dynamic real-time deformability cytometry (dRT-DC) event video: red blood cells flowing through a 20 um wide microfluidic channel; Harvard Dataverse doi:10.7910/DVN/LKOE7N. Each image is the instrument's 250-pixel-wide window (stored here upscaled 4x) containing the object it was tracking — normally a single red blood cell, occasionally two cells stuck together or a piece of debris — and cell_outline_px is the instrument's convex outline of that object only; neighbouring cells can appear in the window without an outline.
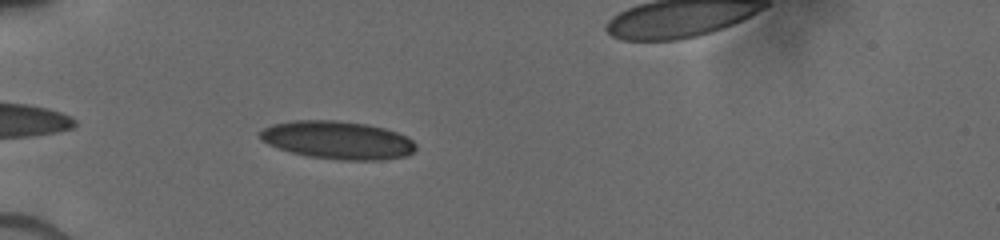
{"species": "human", "species_latin": "Homo sapiens", "temperature_condition": "cold", "stored_images_in_passage": 14, "camera_frame_rate_fps": 3000, "um_per_image_px": 0.085, "donor": {"sex": "male"}, "frame": {"image": 1, "passage_image": 8, "time_ms": 5.0, "image_size_px": [1000, 240], "cell_outline_px": [[416, 148], [408, 156], [380, 160], [340, 160], [308, 156], [292, 152], [268, 144], [260, 140], [256, 132], [272, 124], [292, 120], [336, 120], [368, 124], [384, 128], [408, 136], [416, 144]], "centroid_in_image_um": [28.69, 11.9], "position_along_channel_um": 56.3, "area_um2": 34.8}}
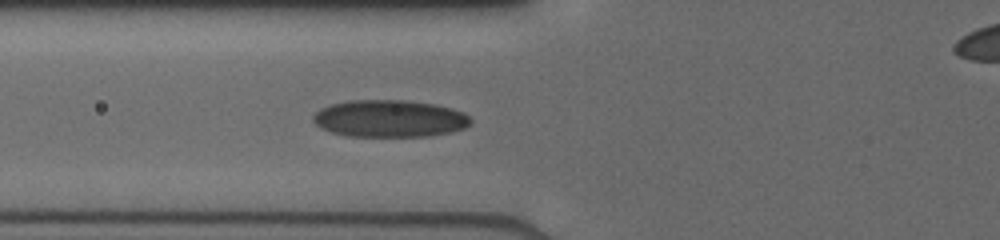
{"frame": {"image": 2, "passage_image": 11, "time_ms": 6.333, "image_size_px": [1000, 240], "cell_outline_px": [[472, 124], [464, 128], [452, 132], [428, 136], [348, 136], [332, 132], [320, 128], [312, 120], [312, 116], [320, 108], [332, 104], [348, 100], [400, 100], [436, 104], [452, 108], [464, 112], [472, 120]], "centroid_in_image_um": [33.13, 10.08], "position_along_channel_um": 92.7, "area_um2": 34.28}}
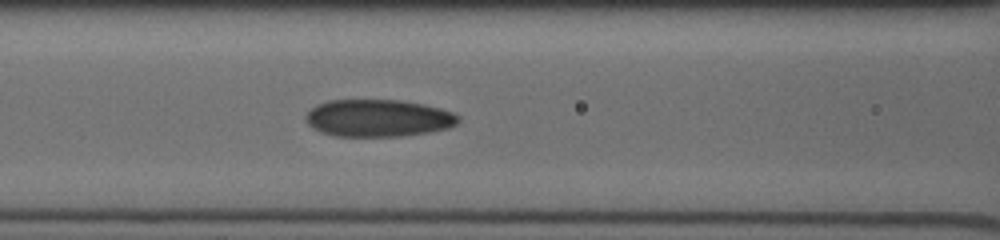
{"frame": {"image": 3, "passage_image": 14, "time_ms": 7.333, "image_size_px": [1000, 240], "cell_outline_px": [[460, 120], [456, 124], [448, 128], [432, 132], [404, 136], [336, 136], [320, 132], [312, 128], [304, 120], [304, 116], [316, 104], [328, 100], [400, 100], [424, 104], [440, 108], [452, 112], [460, 116]], "centroid_in_image_um": [32.14, 10.04], "position_along_channel_um": 134.5, "area_um2": 33.47}}